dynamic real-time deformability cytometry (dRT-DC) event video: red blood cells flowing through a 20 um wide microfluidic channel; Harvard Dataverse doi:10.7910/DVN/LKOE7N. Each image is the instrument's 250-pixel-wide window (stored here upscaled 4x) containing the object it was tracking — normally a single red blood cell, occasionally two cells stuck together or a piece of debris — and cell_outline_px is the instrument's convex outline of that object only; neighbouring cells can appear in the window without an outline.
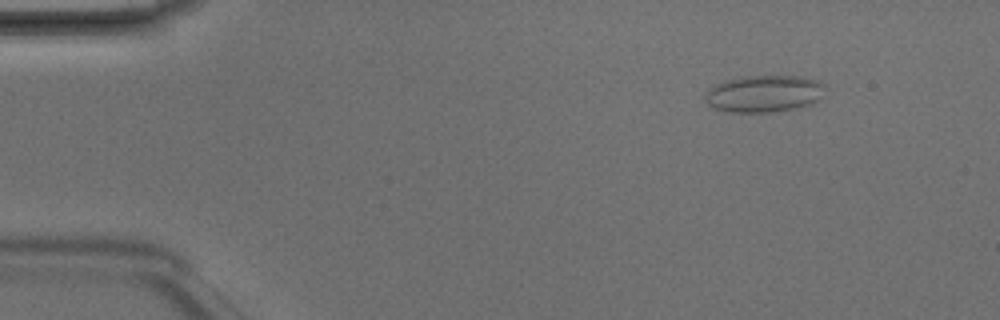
{"species": "Egyptian fruit bat (a non-hibernating species)", "species_latin": "Rousettus aegyptiacus", "temperature_condition": "room temperature", "stored_images_in_passage": 5, "camera_frame_rate_fps": 3000, "um_per_image_px": 0.085, "animal": {"sex": "male"}, "frame": {"image": 1, "passage_image": 2, "time_ms": 0.333, "image_size_px": [1000, 320], "cell_outline_px": [[828, 88], [820, 100], [808, 104], [792, 108], [772, 112], [728, 112], [712, 108], [708, 104], [704, 96], [712, 88], [728, 80], [744, 76], [800, 76], [816, 80], [824, 84]], "centroid_in_image_um": [65.0, 7.96], "position_along_channel_um": 20.0, "area_um2": 25.66}}